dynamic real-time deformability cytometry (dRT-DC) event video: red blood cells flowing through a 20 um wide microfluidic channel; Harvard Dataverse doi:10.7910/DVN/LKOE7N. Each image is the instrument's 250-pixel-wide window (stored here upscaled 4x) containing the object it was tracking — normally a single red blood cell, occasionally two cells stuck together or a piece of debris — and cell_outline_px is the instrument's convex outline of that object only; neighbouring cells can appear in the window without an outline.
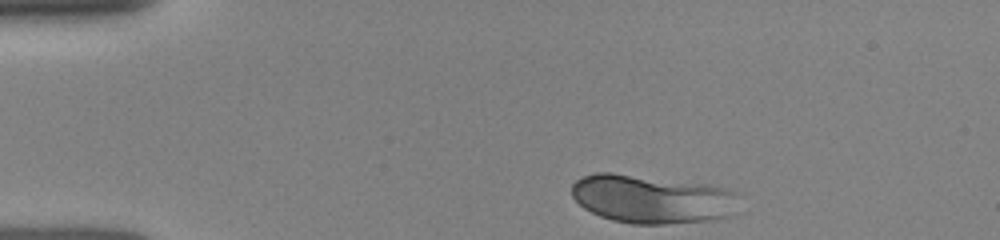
{"species": "human", "species_latin": "Homo sapiens", "temperature_condition": "room temperature", "stored_images_in_passage": 12, "camera_frame_rate_fps": 3000, "um_per_image_px": 0.085, "donor": {"sex": "female"}, "frame": {"image": 1, "passage_image": 1, "time_ms": 0.0, "image_size_px": [1000, 240], "cell_outline_px": [[736, 192], [732, 216], [708, 220], [664, 224], [632, 224], [612, 220], [600, 216], [584, 208], [572, 196], [572, 184], [576, 180], [584, 176], [596, 172], [612, 172], [708, 184], [728, 188]], "centroid_in_image_um": [55.38, 16.91], "position_along_channel_um": 29.6, "area_um2": 47.22}}
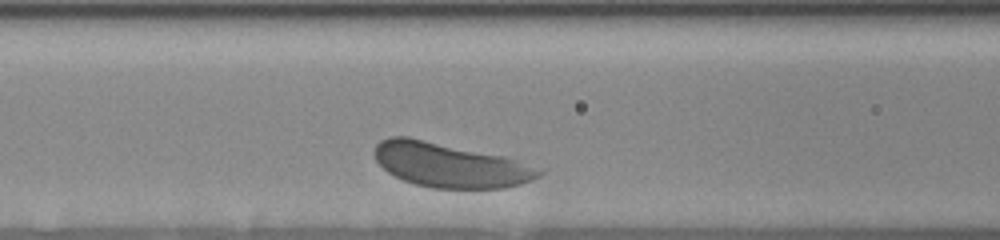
{"frame": {"image": 2, "passage_image": 9, "time_ms": 4.0, "image_size_px": [1000, 240], "cell_outline_px": [[548, 168], [540, 176], [532, 180], [520, 184], [504, 188], [432, 188], [416, 184], [404, 180], [388, 172], [376, 160], [372, 152], [376, 144], [380, 140], [392, 136], [408, 136], [504, 156]], "centroid_in_image_um": [38.31, 14.02], "position_along_channel_um": 128.3, "area_um2": 43.0}}
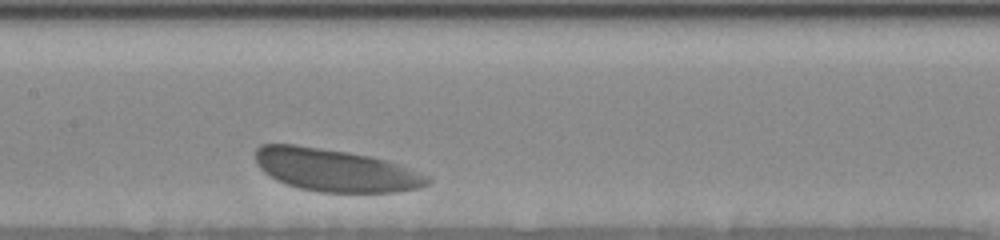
{"frame": {"image": 3, "passage_image": 12, "time_ms": 5.333, "image_size_px": [1000, 240], "cell_outline_px": [[432, 180], [428, 184], [420, 188], [396, 192], [320, 192], [300, 188], [284, 184], [276, 180], [264, 172], [256, 164], [256, 148], [260, 144], [296, 144], [348, 152], [372, 156], [388, 160], [432, 176]], "centroid_in_image_um": [28.54, 14.46], "position_along_channel_um": 178.9, "area_um2": 43.18}}